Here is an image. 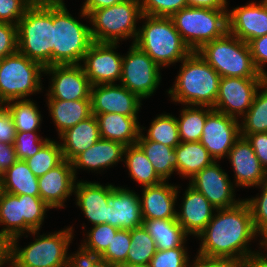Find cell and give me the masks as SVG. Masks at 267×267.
<instances>
[{"label":"cell","mask_w":267,"mask_h":267,"mask_svg":"<svg viewBox=\"0 0 267 267\" xmlns=\"http://www.w3.org/2000/svg\"><path fill=\"white\" fill-rule=\"evenodd\" d=\"M216 211L217 215H213L197 236L202 239L198 257L230 260L242 266L251 257L261 254L247 248L248 242L259 234H256L250 208L244 200L232 208Z\"/></svg>","instance_id":"obj_1"},{"label":"cell","mask_w":267,"mask_h":267,"mask_svg":"<svg viewBox=\"0 0 267 267\" xmlns=\"http://www.w3.org/2000/svg\"><path fill=\"white\" fill-rule=\"evenodd\" d=\"M53 1L36 0L17 24L18 51L44 68L54 65Z\"/></svg>","instance_id":"obj_2"},{"label":"cell","mask_w":267,"mask_h":267,"mask_svg":"<svg viewBox=\"0 0 267 267\" xmlns=\"http://www.w3.org/2000/svg\"><path fill=\"white\" fill-rule=\"evenodd\" d=\"M176 82L168 94L185 105L214 107L221 76L197 53L191 52L182 61Z\"/></svg>","instance_id":"obj_3"},{"label":"cell","mask_w":267,"mask_h":267,"mask_svg":"<svg viewBox=\"0 0 267 267\" xmlns=\"http://www.w3.org/2000/svg\"><path fill=\"white\" fill-rule=\"evenodd\" d=\"M146 19L134 42L160 67L180 62L192 51L170 17L142 15Z\"/></svg>","instance_id":"obj_4"},{"label":"cell","mask_w":267,"mask_h":267,"mask_svg":"<svg viewBox=\"0 0 267 267\" xmlns=\"http://www.w3.org/2000/svg\"><path fill=\"white\" fill-rule=\"evenodd\" d=\"M197 53L221 77L267 78L255 68L249 44L229 32L205 43Z\"/></svg>","instance_id":"obj_5"},{"label":"cell","mask_w":267,"mask_h":267,"mask_svg":"<svg viewBox=\"0 0 267 267\" xmlns=\"http://www.w3.org/2000/svg\"><path fill=\"white\" fill-rule=\"evenodd\" d=\"M72 227L38 239L25 248L19 249V236L9 240V262L11 267H71L73 255L67 250L73 237Z\"/></svg>","instance_id":"obj_6"},{"label":"cell","mask_w":267,"mask_h":267,"mask_svg":"<svg viewBox=\"0 0 267 267\" xmlns=\"http://www.w3.org/2000/svg\"><path fill=\"white\" fill-rule=\"evenodd\" d=\"M54 65L79 64L93 43L91 27L74 19L64 1H53Z\"/></svg>","instance_id":"obj_7"},{"label":"cell","mask_w":267,"mask_h":267,"mask_svg":"<svg viewBox=\"0 0 267 267\" xmlns=\"http://www.w3.org/2000/svg\"><path fill=\"white\" fill-rule=\"evenodd\" d=\"M227 11L187 6L170 18L184 43L197 52L205 43L228 32Z\"/></svg>","instance_id":"obj_8"},{"label":"cell","mask_w":267,"mask_h":267,"mask_svg":"<svg viewBox=\"0 0 267 267\" xmlns=\"http://www.w3.org/2000/svg\"><path fill=\"white\" fill-rule=\"evenodd\" d=\"M141 0H123L116 5L97 9L89 14L93 42L119 43L121 39L135 37L136 21L142 17ZM121 38V39H120Z\"/></svg>","instance_id":"obj_9"},{"label":"cell","mask_w":267,"mask_h":267,"mask_svg":"<svg viewBox=\"0 0 267 267\" xmlns=\"http://www.w3.org/2000/svg\"><path fill=\"white\" fill-rule=\"evenodd\" d=\"M44 67L19 51L0 60V104L41 91Z\"/></svg>","instance_id":"obj_10"},{"label":"cell","mask_w":267,"mask_h":267,"mask_svg":"<svg viewBox=\"0 0 267 267\" xmlns=\"http://www.w3.org/2000/svg\"><path fill=\"white\" fill-rule=\"evenodd\" d=\"M160 66L134 43L123 56L120 82L141 99L150 97L160 84Z\"/></svg>","instance_id":"obj_11"},{"label":"cell","mask_w":267,"mask_h":267,"mask_svg":"<svg viewBox=\"0 0 267 267\" xmlns=\"http://www.w3.org/2000/svg\"><path fill=\"white\" fill-rule=\"evenodd\" d=\"M266 80L267 78L221 77L213 109L234 118L244 116Z\"/></svg>","instance_id":"obj_12"},{"label":"cell","mask_w":267,"mask_h":267,"mask_svg":"<svg viewBox=\"0 0 267 267\" xmlns=\"http://www.w3.org/2000/svg\"><path fill=\"white\" fill-rule=\"evenodd\" d=\"M116 46L117 43L93 42L84 55L82 68L92 86L120 80L123 57L115 53Z\"/></svg>","instance_id":"obj_13"},{"label":"cell","mask_w":267,"mask_h":267,"mask_svg":"<svg viewBox=\"0 0 267 267\" xmlns=\"http://www.w3.org/2000/svg\"><path fill=\"white\" fill-rule=\"evenodd\" d=\"M240 136L237 118L213 110L206 118L199 142L217 160L228 155Z\"/></svg>","instance_id":"obj_14"},{"label":"cell","mask_w":267,"mask_h":267,"mask_svg":"<svg viewBox=\"0 0 267 267\" xmlns=\"http://www.w3.org/2000/svg\"><path fill=\"white\" fill-rule=\"evenodd\" d=\"M44 73L52 74L48 99H90L92 85L81 64L50 65Z\"/></svg>","instance_id":"obj_15"},{"label":"cell","mask_w":267,"mask_h":267,"mask_svg":"<svg viewBox=\"0 0 267 267\" xmlns=\"http://www.w3.org/2000/svg\"><path fill=\"white\" fill-rule=\"evenodd\" d=\"M189 185L202 193L215 209L232 208L242 201L233 198V184L216 161L198 172Z\"/></svg>","instance_id":"obj_16"},{"label":"cell","mask_w":267,"mask_h":267,"mask_svg":"<svg viewBox=\"0 0 267 267\" xmlns=\"http://www.w3.org/2000/svg\"><path fill=\"white\" fill-rule=\"evenodd\" d=\"M91 112L93 115L118 113L137 117L141 98L122 85L103 84L91 87Z\"/></svg>","instance_id":"obj_17"},{"label":"cell","mask_w":267,"mask_h":267,"mask_svg":"<svg viewBox=\"0 0 267 267\" xmlns=\"http://www.w3.org/2000/svg\"><path fill=\"white\" fill-rule=\"evenodd\" d=\"M228 32L240 40H251L267 34V8L262 3L250 2L227 12Z\"/></svg>","instance_id":"obj_18"},{"label":"cell","mask_w":267,"mask_h":267,"mask_svg":"<svg viewBox=\"0 0 267 267\" xmlns=\"http://www.w3.org/2000/svg\"><path fill=\"white\" fill-rule=\"evenodd\" d=\"M75 183L72 163L63 160L58 166L38 177L39 197L50 208L64 207V201L74 192Z\"/></svg>","instance_id":"obj_19"},{"label":"cell","mask_w":267,"mask_h":267,"mask_svg":"<svg viewBox=\"0 0 267 267\" xmlns=\"http://www.w3.org/2000/svg\"><path fill=\"white\" fill-rule=\"evenodd\" d=\"M228 157L235 172L236 186L256 187L267 180V172L245 137L240 136L234 143Z\"/></svg>","instance_id":"obj_20"},{"label":"cell","mask_w":267,"mask_h":267,"mask_svg":"<svg viewBox=\"0 0 267 267\" xmlns=\"http://www.w3.org/2000/svg\"><path fill=\"white\" fill-rule=\"evenodd\" d=\"M74 194L77 196V205L86 218L94 225L108 224L110 194L113 185L102 186L96 182L75 183Z\"/></svg>","instance_id":"obj_21"},{"label":"cell","mask_w":267,"mask_h":267,"mask_svg":"<svg viewBox=\"0 0 267 267\" xmlns=\"http://www.w3.org/2000/svg\"><path fill=\"white\" fill-rule=\"evenodd\" d=\"M108 224L124 230L142 226L139 195L132 190L114 186L110 194Z\"/></svg>","instance_id":"obj_22"},{"label":"cell","mask_w":267,"mask_h":267,"mask_svg":"<svg viewBox=\"0 0 267 267\" xmlns=\"http://www.w3.org/2000/svg\"><path fill=\"white\" fill-rule=\"evenodd\" d=\"M213 210L216 209L204 195L189 185L176 220L187 234L198 236L213 218Z\"/></svg>","instance_id":"obj_23"},{"label":"cell","mask_w":267,"mask_h":267,"mask_svg":"<svg viewBox=\"0 0 267 267\" xmlns=\"http://www.w3.org/2000/svg\"><path fill=\"white\" fill-rule=\"evenodd\" d=\"M178 187L162 181L153 186L143 188L140 198L143 220L150 219H176L174 209L177 199Z\"/></svg>","instance_id":"obj_24"},{"label":"cell","mask_w":267,"mask_h":267,"mask_svg":"<svg viewBox=\"0 0 267 267\" xmlns=\"http://www.w3.org/2000/svg\"><path fill=\"white\" fill-rule=\"evenodd\" d=\"M63 159L72 162L80 153L94 145L101 137L95 115L80 121L61 135Z\"/></svg>","instance_id":"obj_25"},{"label":"cell","mask_w":267,"mask_h":267,"mask_svg":"<svg viewBox=\"0 0 267 267\" xmlns=\"http://www.w3.org/2000/svg\"><path fill=\"white\" fill-rule=\"evenodd\" d=\"M95 117L102 139L119 142L126 147L136 144L142 132L137 117L118 113L98 114Z\"/></svg>","instance_id":"obj_26"},{"label":"cell","mask_w":267,"mask_h":267,"mask_svg":"<svg viewBox=\"0 0 267 267\" xmlns=\"http://www.w3.org/2000/svg\"><path fill=\"white\" fill-rule=\"evenodd\" d=\"M125 147L119 142L100 138L71 162L75 177L77 168L99 170L110 167L120 159L123 161Z\"/></svg>","instance_id":"obj_27"},{"label":"cell","mask_w":267,"mask_h":267,"mask_svg":"<svg viewBox=\"0 0 267 267\" xmlns=\"http://www.w3.org/2000/svg\"><path fill=\"white\" fill-rule=\"evenodd\" d=\"M48 108L59 136L67 129L92 115L91 99L60 100L48 99Z\"/></svg>","instance_id":"obj_28"},{"label":"cell","mask_w":267,"mask_h":267,"mask_svg":"<svg viewBox=\"0 0 267 267\" xmlns=\"http://www.w3.org/2000/svg\"><path fill=\"white\" fill-rule=\"evenodd\" d=\"M0 224H5L0 235L8 240L22 236L27 231L36 235L38 230H33L22 218L21 201L19 195L2 191L0 195Z\"/></svg>","instance_id":"obj_29"},{"label":"cell","mask_w":267,"mask_h":267,"mask_svg":"<svg viewBox=\"0 0 267 267\" xmlns=\"http://www.w3.org/2000/svg\"><path fill=\"white\" fill-rule=\"evenodd\" d=\"M174 150L178 162L177 173L190 179L215 161L199 141L180 142Z\"/></svg>","instance_id":"obj_30"},{"label":"cell","mask_w":267,"mask_h":267,"mask_svg":"<svg viewBox=\"0 0 267 267\" xmlns=\"http://www.w3.org/2000/svg\"><path fill=\"white\" fill-rule=\"evenodd\" d=\"M2 191L14 195L39 197L38 177H36L24 160H17L3 172Z\"/></svg>","instance_id":"obj_31"},{"label":"cell","mask_w":267,"mask_h":267,"mask_svg":"<svg viewBox=\"0 0 267 267\" xmlns=\"http://www.w3.org/2000/svg\"><path fill=\"white\" fill-rule=\"evenodd\" d=\"M143 227L154 239L157 250L184 247L187 233L176 219L143 220Z\"/></svg>","instance_id":"obj_32"},{"label":"cell","mask_w":267,"mask_h":267,"mask_svg":"<svg viewBox=\"0 0 267 267\" xmlns=\"http://www.w3.org/2000/svg\"><path fill=\"white\" fill-rule=\"evenodd\" d=\"M136 144L145 153L157 175L163 181H166L174 171H178L175 148L150 141L141 132Z\"/></svg>","instance_id":"obj_33"},{"label":"cell","mask_w":267,"mask_h":267,"mask_svg":"<svg viewBox=\"0 0 267 267\" xmlns=\"http://www.w3.org/2000/svg\"><path fill=\"white\" fill-rule=\"evenodd\" d=\"M124 155L130 176L139 184L147 187L157 185L163 181L137 144L125 147Z\"/></svg>","instance_id":"obj_34"},{"label":"cell","mask_w":267,"mask_h":267,"mask_svg":"<svg viewBox=\"0 0 267 267\" xmlns=\"http://www.w3.org/2000/svg\"><path fill=\"white\" fill-rule=\"evenodd\" d=\"M188 107V108H187ZM182 109L180 119L176 118L178 123V132L180 142L199 141L207 116L214 110L209 106L195 108L187 106ZM207 107V109H203Z\"/></svg>","instance_id":"obj_35"},{"label":"cell","mask_w":267,"mask_h":267,"mask_svg":"<svg viewBox=\"0 0 267 267\" xmlns=\"http://www.w3.org/2000/svg\"><path fill=\"white\" fill-rule=\"evenodd\" d=\"M130 249L123 265H149L157 248L154 239L142 226L130 230Z\"/></svg>","instance_id":"obj_36"},{"label":"cell","mask_w":267,"mask_h":267,"mask_svg":"<svg viewBox=\"0 0 267 267\" xmlns=\"http://www.w3.org/2000/svg\"><path fill=\"white\" fill-rule=\"evenodd\" d=\"M4 105L12 116L16 132L37 131L39 129L41 114L33 101L25 98L15 102L12 100Z\"/></svg>","instance_id":"obj_37"},{"label":"cell","mask_w":267,"mask_h":267,"mask_svg":"<svg viewBox=\"0 0 267 267\" xmlns=\"http://www.w3.org/2000/svg\"><path fill=\"white\" fill-rule=\"evenodd\" d=\"M264 91L256 93L251 107L240 125V134L267 132V80L261 86Z\"/></svg>","instance_id":"obj_38"},{"label":"cell","mask_w":267,"mask_h":267,"mask_svg":"<svg viewBox=\"0 0 267 267\" xmlns=\"http://www.w3.org/2000/svg\"><path fill=\"white\" fill-rule=\"evenodd\" d=\"M61 145L49 140L34 156L24 160L31 172L40 177L63 161Z\"/></svg>","instance_id":"obj_39"},{"label":"cell","mask_w":267,"mask_h":267,"mask_svg":"<svg viewBox=\"0 0 267 267\" xmlns=\"http://www.w3.org/2000/svg\"><path fill=\"white\" fill-rule=\"evenodd\" d=\"M150 141L175 148L180 144L178 123L174 116L162 114L151 123L147 136Z\"/></svg>","instance_id":"obj_40"},{"label":"cell","mask_w":267,"mask_h":267,"mask_svg":"<svg viewBox=\"0 0 267 267\" xmlns=\"http://www.w3.org/2000/svg\"><path fill=\"white\" fill-rule=\"evenodd\" d=\"M118 230L117 227L109 224L94 225L92 230L87 234V241L81 244V248L77 252L88 256H101L108 248Z\"/></svg>","instance_id":"obj_41"},{"label":"cell","mask_w":267,"mask_h":267,"mask_svg":"<svg viewBox=\"0 0 267 267\" xmlns=\"http://www.w3.org/2000/svg\"><path fill=\"white\" fill-rule=\"evenodd\" d=\"M19 201H21L22 218L33 230L39 231L47 209L51 208L40 197L19 195Z\"/></svg>","instance_id":"obj_42"},{"label":"cell","mask_w":267,"mask_h":267,"mask_svg":"<svg viewBox=\"0 0 267 267\" xmlns=\"http://www.w3.org/2000/svg\"><path fill=\"white\" fill-rule=\"evenodd\" d=\"M130 243V230L119 229L106 251L100 257L111 264L123 265L127 259Z\"/></svg>","instance_id":"obj_43"},{"label":"cell","mask_w":267,"mask_h":267,"mask_svg":"<svg viewBox=\"0 0 267 267\" xmlns=\"http://www.w3.org/2000/svg\"><path fill=\"white\" fill-rule=\"evenodd\" d=\"M48 141V138H40L36 131L16 132L14 147L17 159L26 160L34 156Z\"/></svg>","instance_id":"obj_44"},{"label":"cell","mask_w":267,"mask_h":267,"mask_svg":"<svg viewBox=\"0 0 267 267\" xmlns=\"http://www.w3.org/2000/svg\"><path fill=\"white\" fill-rule=\"evenodd\" d=\"M260 188L263 191L260 197L244 201L250 208L256 232L265 238L267 236V180L260 185Z\"/></svg>","instance_id":"obj_45"},{"label":"cell","mask_w":267,"mask_h":267,"mask_svg":"<svg viewBox=\"0 0 267 267\" xmlns=\"http://www.w3.org/2000/svg\"><path fill=\"white\" fill-rule=\"evenodd\" d=\"M186 0H142L143 15L171 17L175 12L186 8Z\"/></svg>","instance_id":"obj_46"},{"label":"cell","mask_w":267,"mask_h":267,"mask_svg":"<svg viewBox=\"0 0 267 267\" xmlns=\"http://www.w3.org/2000/svg\"><path fill=\"white\" fill-rule=\"evenodd\" d=\"M188 253L184 247L157 250L152 257L150 267H188Z\"/></svg>","instance_id":"obj_47"},{"label":"cell","mask_w":267,"mask_h":267,"mask_svg":"<svg viewBox=\"0 0 267 267\" xmlns=\"http://www.w3.org/2000/svg\"><path fill=\"white\" fill-rule=\"evenodd\" d=\"M36 0H0V23L17 25ZM15 21V22H14Z\"/></svg>","instance_id":"obj_48"},{"label":"cell","mask_w":267,"mask_h":267,"mask_svg":"<svg viewBox=\"0 0 267 267\" xmlns=\"http://www.w3.org/2000/svg\"><path fill=\"white\" fill-rule=\"evenodd\" d=\"M17 51V25L0 23V60Z\"/></svg>","instance_id":"obj_49"},{"label":"cell","mask_w":267,"mask_h":267,"mask_svg":"<svg viewBox=\"0 0 267 267\" xmlns=\"http://www.w3.org/2000/svg\"><path fill=\"white\" fill-rule=\"evenodd\" d=\"M248 44L255 68L267 77V72L263 69V64L267 63V34L251 40Z\"/></svg>","instance_id":"obj_50"},{"label":"cell","mask_w":267,"mask_h":267,"mask_svg":"<svg viewBox=\"0 0 267 267\" xmlns=\"http://www.w3.org/2000/svg\"><path fill=\"white\" fill-rule=\"evenodd\" d=\"M251 144L261 166L267 172V132L241 134Z\"/></svg>","instance_id":"obj_51"},{"label":"cell","mask_w":267,"mask_h":267,"mask_svg":"<svg viewBox=\"0 0 267 267\" xmlns=\"http://www.w3.org/2000/svg\"><path fill=\"white\" fill-rule=\"evenodd\" d=\"M15 136L16 130L12 116L9 114L7 107L0 104V142L14 144Z\"/></svg>","instance_id":"obj_52"},{"label":"cell","mask_w":267,"mask_h":267,"mask_svg":"<svg viewBox=\"0 0 267 267\" xmlns=\"http://www.w3.org/2000/svg\"><path fill=\"white\" fill-rule=\"evenodd\" d=\"M71 267H118L100 256H88L79 252L73 254Z\"/></svg>","instance_id":"obj_53"},{"label":"cell","mask_w":267,"mask_h":267,"mask_svg":"<svg viewBox=\"0 0 267 267\" xmlns=\"http://www.w3.org/2000/svg\"><path fill=\"white\" fill-rule=\"evenodd\" d=\"M17 160L14 144L0 142V169L4 172Z\"/></svg>","instance_id":"obj_54"},{"label":"cell","mask_w":267,"mask_h":267,"mask_svg":"<svg viewBox=\"0 0 267 267\" xmlns=\"http://www.w3.org/2000/svg\"><path fill=\"white\" fill-rule=\"evenodd\" d=\"M123 0H86L81 9V17H89V14L97 9L111 7Z\"/></svg>","instance_id":"obj_55"},{"label":"cell","mask_w":267,"mask_h":267,"mask_svg":"<svg viewBox=\"0 0 267 267\" xmlns=\"http://www.w3.org/2000/svg\"><path fill=\"white\" fill-rule=\"evenodd\" d=\"M188 267H242L237 262L230 260L205 259L196 256L193 265Z\"/></svg>","instance_id":"obj_56"},{"label":"cell","mask_w":267,"mask_h":267,"mask_svg":"<svg viewBox=\"0 0 267 267\" xmlns=\"http://www.w3.org/2000/svg\"><path fill=\"white\" fill-rule=\"evenodd\" d=\"M190 7L227 10L226 0H186Z\"/></svg>","instance_id":"obj_57"},{"label":"cell","mask_w":267,"mask_h":267,"mask_svg":"<svg viewBox=\"0 0 267 267\" xmlns=\"http://www.w3.org/2000/svg\"><path fill=\"white\" fill-rule=\"evenodd\" d=\"M9 261V240L0 235V267Z\"/></svg>","instance_id":"obj_58"},{"label":"cell","mask_w":267,"mask_h":267,"mask_svg":"<svg viewBox=\"0 0 267 267\" xmlns=\"http://www.w3.org/2000/svg\"><path fill=\"white\" fill-rule=\"evenodd\" d=\"M251 257L242 267H267V258L262 254Z\"/></svg>","instance_id":"obj_59"},{"label":"cell","mask_w":267,"mask_h":267,"mask_svg":"<svg viewBox=\"0 0 267 267\" xmlns=\"http://www.w3.org/2000/svg\"><path fill=\"white\" fill-rule=\"evenodd\" d=\"M118 267H150L149 265H120Z\"/></svg>","instance_id":"obj_60"},{"label":"cell","mask_w":267,"mask_h":267,"mask_svg":"<svg viewBox=\"0 0 267 267\" xmlns=\"http://www.w3.org/2000/svg\"><path fill=\"white\" fill-rule=\"evenodd\" d=\"M260 244H261V247L266 246V248H267V236L265 238H263V240L260 242ZM266 258H267V256H266Z\"/></svg>","instance_id":"obj_61"},{"label":"cell","mask_w":267,"mask_h":267,"mask_svg":"<svg viewBox=\"0 0 267 267\" xmlns=\"http://www.w3.org/2000/svg\"><path fill=\"white\" fill-rule=\"evenodd\" d=\"M261 3L264 5V7L267 8V0H263V1H261Z\"/></svg>","instance_id":"obj_62"},{"label":"cell","mask_w":267,"mask_h":267,"mask_svg":"<svg viewBox=\"0 0 267 267\" xmlns=\"http://www.w3.org/2000/svg\"><path fill=\"white\" fill-rule=\"evenodd\" d=\"M2 193V184H1V179H0V195Z\"/></svg>","instance_id":"obj_63"},{"label":"cell","mask_w":267,"mask_h":267,"mask_svg":"<svg viewBox=\"0 0 267 267\" xmlns=\"http://www.w3.org/2000/svg\"><path fill=\"white\" fill-rule=\"evenodd\" d=\"M3 171L0 169V179H2Z\"/></svg>","instance_id":"obj_64"}]
</instances>
